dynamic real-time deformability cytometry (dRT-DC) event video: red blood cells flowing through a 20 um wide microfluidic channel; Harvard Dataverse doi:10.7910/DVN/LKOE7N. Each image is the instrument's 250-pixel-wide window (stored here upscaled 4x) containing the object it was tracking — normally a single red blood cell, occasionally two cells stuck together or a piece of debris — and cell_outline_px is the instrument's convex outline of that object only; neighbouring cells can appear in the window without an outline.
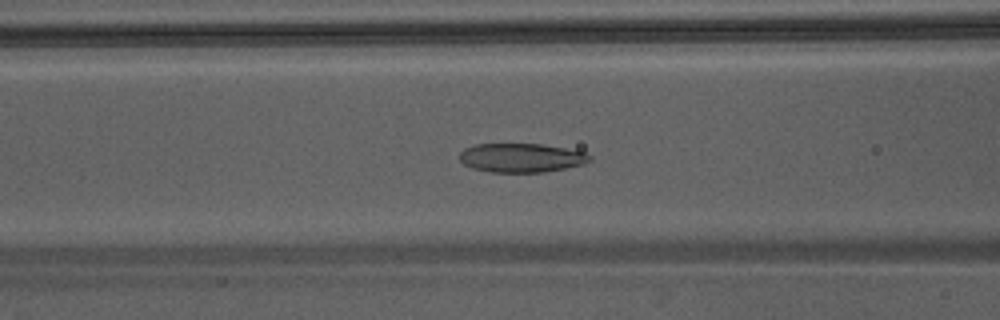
{"species": "Egyptian fruit bat (a non-hibernating species)", "species_latin": "Rousettus aegyptiacus", "temperature_condition": "warm", "stored_images_in_passage": 31, "camera_frame_rate_fps": 3000, "um_per_image_px": 0.085, "animal": {"sex": "male"}, "frame": {"image": 1, "passage_image": 10, "time_ms": 3.0, "image_size_px": [1000, 320], "cell_outline_px": [[592, 160], [584, 164], [544, 172], [492, 172], [472, 168], [464, 164], [460, 160], [460, 152], [464, 148], [476, 144], [540, 144], [564, 148], [584, 152], [592, 156]], "centroid_in_image_um": [44.31, 13.41], "position_along_channel_um": 122.3, "area_um2": 21.91}}
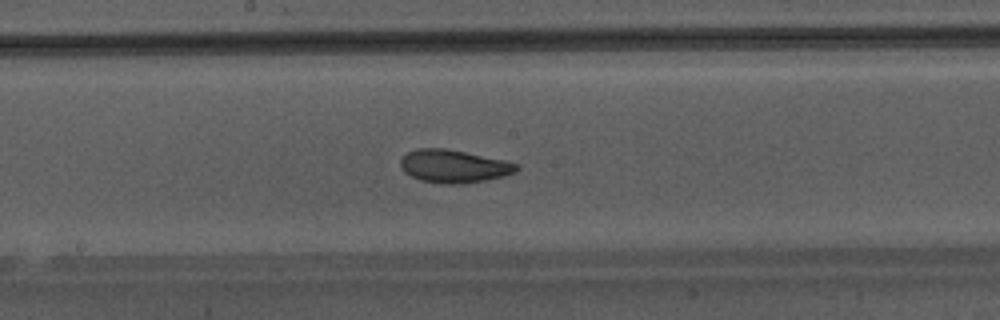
{"frame": {"image": 2, "passage_image": 16, "time_ms": 5.0, "image_size_px": [1000, 320], "cell_outline_px": [[520, 168], [516, 172], [504, 176], [484, 180], [460, 184], [444, 184], [420, 180], [404, 172], [400, 164], [400, 160], [408, 152], [416, 148], [444, 148], [504, 160], [520, 164]], "centroid_in_image_um": [38.58, 14.13], "position_along_channel_um": 209.6, "area_um2": 22.2}}
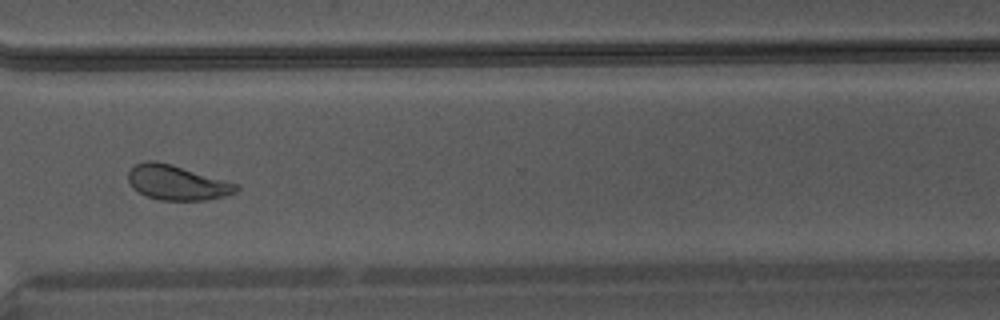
{"frame": {"image": 3, "passage_image": 26, "time_ms": 8.333, "image_size_px": [1000, 320], "cell_outline_px": [[240, 188], [236, 192], [224, 196], [208, 200], [160, 200], [144, 196], [132, 188], [128, 180], [128, 172], [136, 164], [144, 160], [156, 160], [172, 164], [240, 184]], "centroid_in_image_um": [15.05, 15.52], "position_along_channel_um": 355.6, "area_um2": 22.25}}